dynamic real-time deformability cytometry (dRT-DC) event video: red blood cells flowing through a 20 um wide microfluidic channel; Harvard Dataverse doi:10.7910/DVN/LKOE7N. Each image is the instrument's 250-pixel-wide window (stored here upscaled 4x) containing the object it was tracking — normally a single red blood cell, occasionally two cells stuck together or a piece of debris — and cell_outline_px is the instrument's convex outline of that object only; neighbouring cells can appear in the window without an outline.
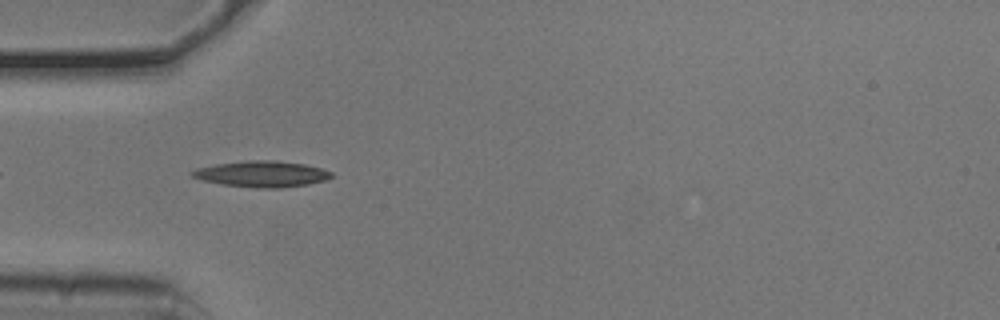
{"species": "common noctule bat (a hibernating species)", "species_latin": "Nyctalus noctula", "temperature_condition": "cold", "stored_images_in_passage": 34, "camera_frame_rate_fps": 3000, "um_per_image_px": 0.085, "animal": {"sex": "male", "body_mass_g": 20.5, "forearm_length_mm": 52.5}, "frame": {"image": 1, "passage_image": 2, "time_ms": 0.333, "image_size_px": [1000, 320], "cell_outline_px": [[336, 176], [324, 180], [308, 184], [276, 188], [260, 188], [224, 184], [204, 180], [192, 176], [188, 172], [196, 168], [216, 164], [248, 160], [276, 160], [304, 164], [320, 168], [332, 172]], "centroid_in_image_um": [22.27, 14.77], "position_along_channel_um": 62.7, "area_um2": 20.98}}
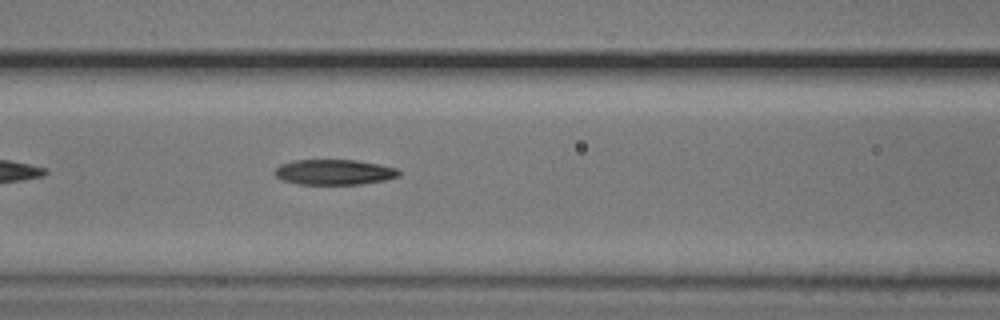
{"frame": {"image": 2, "passage_image": 8, "time_ms": 2.333, "image_size_px": [1000, 320], "cell_outline_px": [[400, 176], [384, 180], [360, 184], [300, 184], [284, 180], [276, 176], [276, 168], [280, 164], [292, 160], [356, 160], [396, 168], [400, 172]], "centroid_in_image_um": [28.41, 14.62], "position_along_channel_um": 138.2, "area_um2": 18.09}}
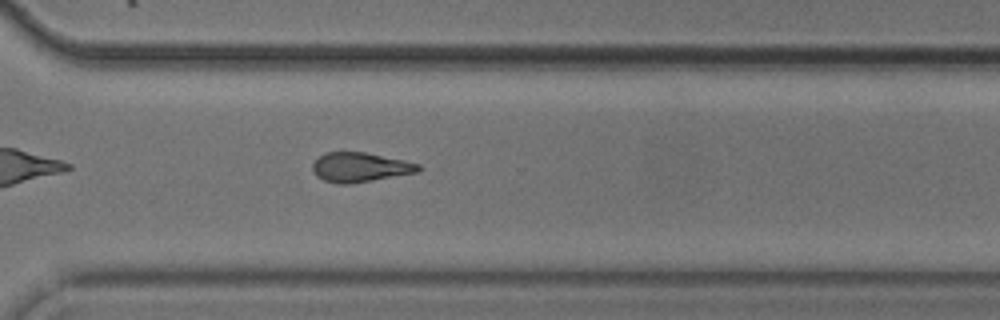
{"frame": {"image": 3, "passage_image": 24, "time_ms": 7.667, "image_size_px": [1000, 320], "cell_outline_px": [[424, 168], [416, 172], [352, 184], [336, 184], [324, 180], [316, 176], [312, 168], [312, 164], [324, 152], [364, 152], [404, 160], [420, 164]], "centroid_in_image_um": [30.6, 14.22], "position_along_channel_um": 340.0, "area_um2": 18.21}, "authors_computed_cell_mechanics": {"area_um2": 18.5249, "velocity_mm_per_s": 3.7864, "shape_relaxation_time_tau1_ms": 4.44, "shape_relaxation_time_tau2_ms": 2.2295, "deformation_change_tau1": 0.1613, "deformation_change_tau2": 0.0999}}